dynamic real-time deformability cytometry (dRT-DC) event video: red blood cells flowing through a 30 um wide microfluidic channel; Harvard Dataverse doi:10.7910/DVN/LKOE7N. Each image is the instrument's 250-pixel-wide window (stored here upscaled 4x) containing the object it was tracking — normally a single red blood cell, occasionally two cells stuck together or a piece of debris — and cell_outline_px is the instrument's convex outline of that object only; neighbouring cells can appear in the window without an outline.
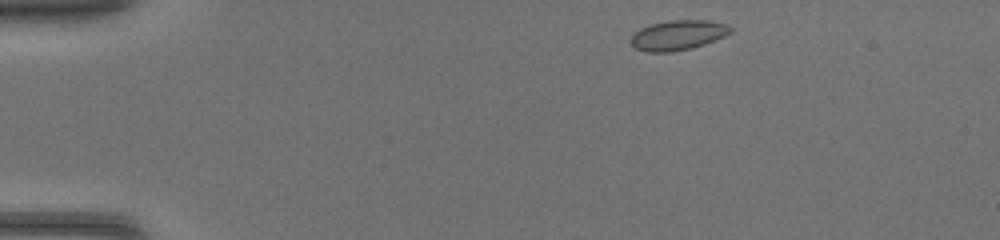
{"species": "common noctule bat (a hibernating species)", "species_latin": "Nyctalus noctula", "temperature_condition": "warm", "stored_images_in_passage": 39, "camera_frame_rate_fps": 3000, "um_per_image_px": 0.085, "animal": {"sex": "female", "body_mass_g": 17.0, "forearm_length_mm": 48.0}, "frame": {"image": 1, "passage_image": 1, "time_ms": 0.0, "image_size_px": [1000, 240], "cell_outline_px": [[732, 32], [724, 36], [704, 44], [692, 48], [672, 52], [648, 52], [636, 48], [628, 40], [640, 28], [652, 24], [672, 20], [708, 20], [728, 24], [732, 28]], "centroid_in_image_um": [57.64, 2.99], "position_along_channel_um": 27.4, "area_um2": 17.34}}
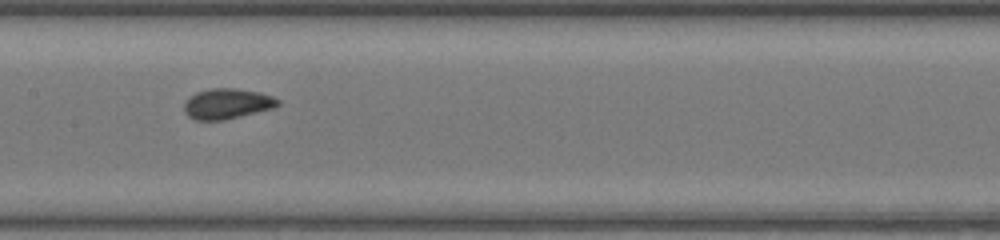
{"frame": {"image": 2, "passage_image": 17, "time_ms": 5.333, "image_size_px": [1000, 240], "cell_outline_px": [[280, 104], [276, 108], [224, 120], [196, 120], [188, 116], [184, 112], [184, 104], [196, 92], [212, 88], [232, 88], [260, 92], [272, 96], [280, 100]], "centroid_in_image_um": [19.35, 8.82], "position_along_channel_um": 188.1, "area_um2": 16.65}}
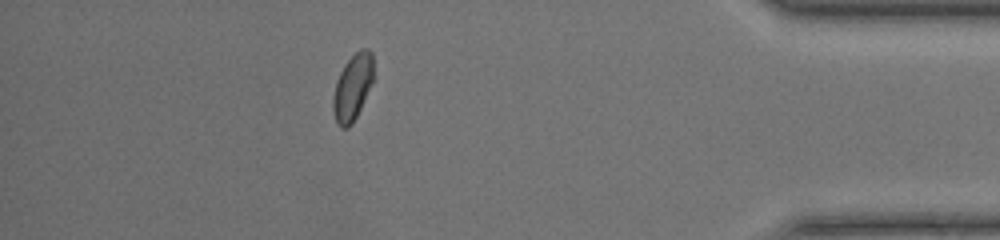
{"frame": {"image": 3, "passage_image": 34, "time_ms": 11.0, "image_size_px": [1000, 240], "cell_outline_px": [[376, 76], [352, 124], [348, 128], [340, 128], [336, 124], [332, 112], [332, 96], [336, 80], [344, 64], [360, 48], [368, 48], [372, 52]], "centroid_in_image_um": [29.98, 7.4], "position_along_channel_um": 405.2, "area_um2": 16.18}}